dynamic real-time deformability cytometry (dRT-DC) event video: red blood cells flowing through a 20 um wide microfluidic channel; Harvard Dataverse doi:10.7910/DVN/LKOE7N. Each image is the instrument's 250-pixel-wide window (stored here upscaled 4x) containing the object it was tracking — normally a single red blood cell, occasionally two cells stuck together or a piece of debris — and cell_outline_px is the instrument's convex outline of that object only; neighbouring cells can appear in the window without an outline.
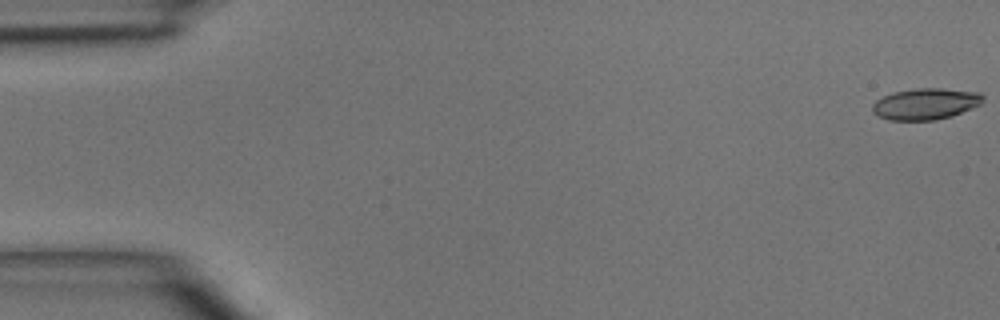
{"species": "common noctule bat (a hibernating species)", "species_latin": "Nyctalus noctula", "temperature_condition": "room temperature", "stored_images_in_passage": 4, "camera_frame_rate_fps": 3000, "um_per_image_px": 0.085, "animal": {"sex": "male", "body_mass_g": 15.6}, "frame": {"image": 1, "passage_image": 1, "time_ms": 0.0, "image_size_px": [1000, 320], "cell_outline_px": [[984, 96], [980, 104], [972, 108], [952, 116], [936, 120], [888, 120], [872, 112], [872, 104], [876, 100], [892, 92], [916, 88], [940, 88], [980, 92]], "centroid_in_image_um": [78.67, 8.83], "position_along_channel_um": 6.3, "area_um2": 20.23}}
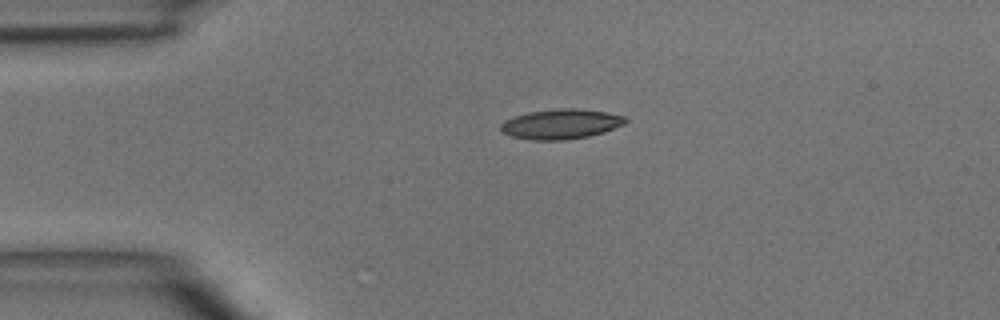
{"frame": {"image": 2, "passage_image": 4, "time_ms": 3.333, "image_size_px": [1000, 320], "cell_outline_px": [[628, 120], [624, 124], [604, 132], [588, 136], [564, 140], [532, 140], [512, 136], [504, 132], [500, 128], [500, 124], [504, 120], [528, 112], [560, 108], [576, 108], [604, 112], [624, 116]], "centroid_in_image_um": [47.68, 10.54], "position_along_channel_um": 37.3, "area_um2": 21.56}}